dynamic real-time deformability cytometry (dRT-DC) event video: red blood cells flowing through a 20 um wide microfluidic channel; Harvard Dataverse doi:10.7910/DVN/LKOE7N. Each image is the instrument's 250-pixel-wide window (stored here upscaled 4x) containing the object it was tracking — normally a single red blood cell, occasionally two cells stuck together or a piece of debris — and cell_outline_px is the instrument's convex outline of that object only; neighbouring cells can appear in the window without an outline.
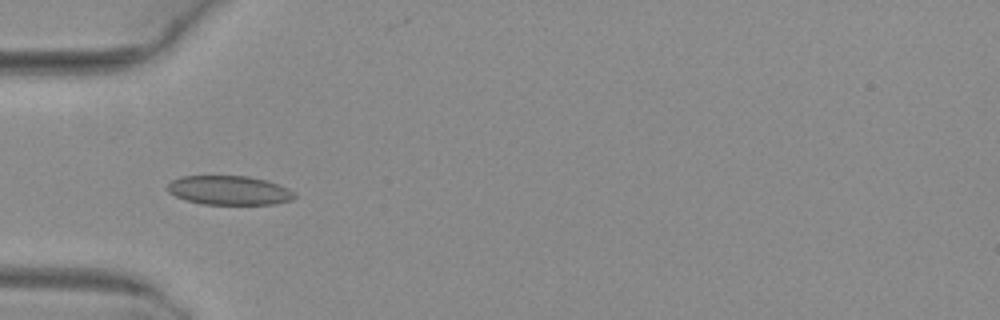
{"species": "common noctule bat (a hibernating species)", "species_latin": "Nyctalus noctula", "temperature_condition": "warm", "stored_images_in_passage": 6, "camera_frame_rate_fps": 3000, "um_per_image_px": 0.085, "animal": {"sex": "female", "body_mass_g": 29.2, "forearm_length_mm": 56.3}, "frame": {"image": 1, "passage_image": 4, "time_ms": 1.0, "image_size_px": [1000, 320], "cell_outline_px": [[296, 196], [292, 200], [276, 204], [200, 204], [184, 200], [168, 192], [168, 184], [172, 180], [180, 176], [248, 176], [268, 180], [288, 188], [296, 192]], "centroid_in_image_um": [19.5, 16.18], "position_along_channel_um": 65.5, "area_um2": 21.79}}
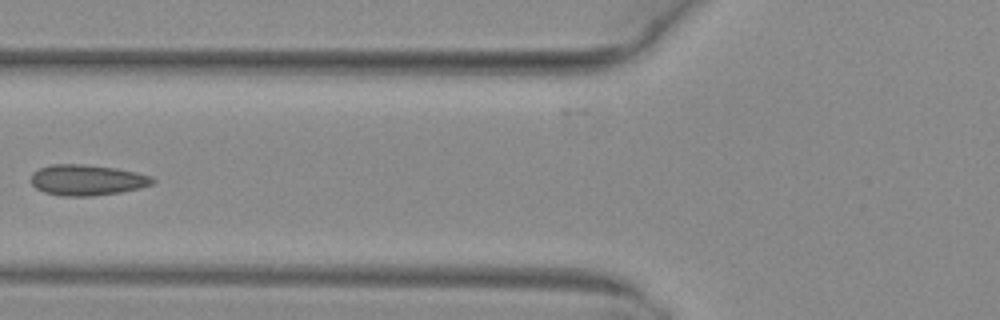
{"frame": {"image": 2, "passage_image": 5, "time_ms": 1.333, "image_size_px": [1000, 320], "cell_outline_px": [[156, 180], [152, 184], [140, 188], [120, 192], [92, 196], [60, 196], [44, 192], [36, 188], [32, 184], [32, 172], [40, 168], [52, 164], [80, 164], [116, 168], [136, 172], [152, 176]], "centroid_in_image_um": [7.41, 15.3], "position_along_channel_um": 118.4, "area_um2": 21.79}}
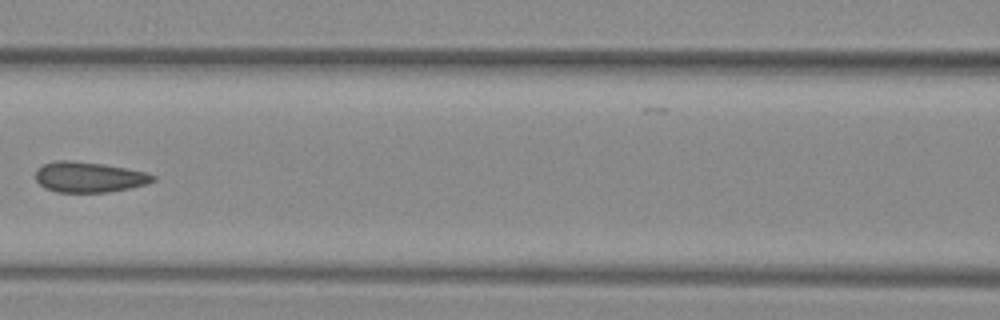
{"frame": {"image": 3, "passage_image": 6, "time_ms": 1.667, "image_size_px": [1000, 320], "cell_outline_px": [[156, 180], [144, 184], [128, 188], [108, 192], [56, 192], [44, 188], [36, 180], [36, 168], [44, 164], [56, 160], [68, 160], [104, 164], [144, 172], [156, 176]], "centroid_in_image_um": [7.52, 15.05], "position_along_channel_um": 159.1, "area_um2": 20.69}}